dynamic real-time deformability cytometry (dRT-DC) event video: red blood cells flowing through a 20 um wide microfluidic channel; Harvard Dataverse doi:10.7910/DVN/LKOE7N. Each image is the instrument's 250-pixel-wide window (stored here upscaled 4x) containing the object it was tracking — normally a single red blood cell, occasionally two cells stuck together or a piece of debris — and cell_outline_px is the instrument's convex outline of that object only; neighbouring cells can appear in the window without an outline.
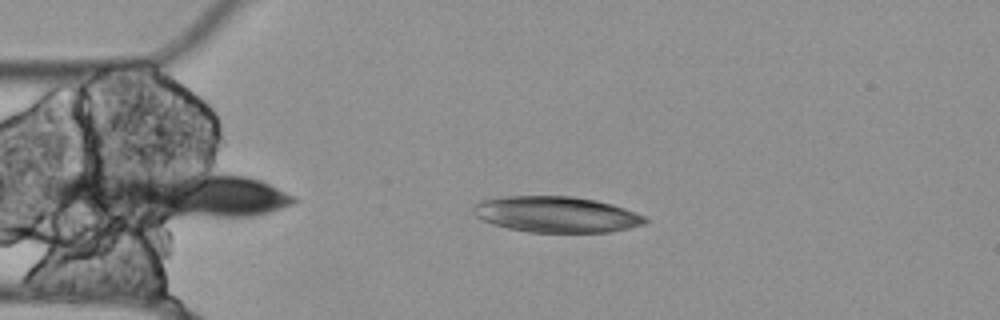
{"species": "Egyptian fruit bat (a non-hibernating species)", "species_latin": "Rousettus aegyptiacus", "temperature_condition": "cold", "stored_images_in_passage": 39, "camera_frame_rate_fps": 3000, "um_per_image_px": 0.085, "animal": {"sex": "female"}, "frame": {"image": 1, "passage_image": 3, "time_ms": 0.667, "image_size_px": [1000, 320], "cell_outline_px": [[648, 220], [644, 224], [612, 232], [528, 232], [508, 228], [484, 220], [476, 216], [472, 212], [472, 204], [480, 200], [508, 196], [572, 196], [596, 200], [612, 204], [648, 216]], "centroid_in_image_um": [47.3, 18.22], "position_along_channel_um": 37.7, "area_um2": 36.13}}
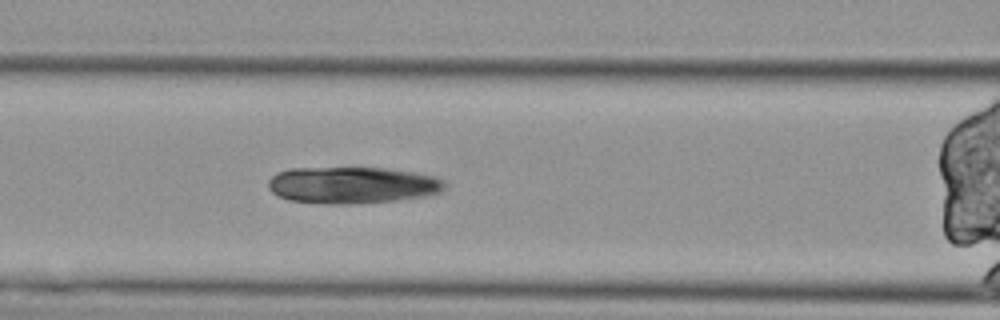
{"frame": {"image": 2, "passage_image": 13, "time_ms": 4.0, "image_size_px": [1000, 320], "cell_outline_px": [[444, 188], [440, 192], [424, 196], [396, 200], [348, 204], [332, 204], [288, 200], [276, 196], [268, 188], [268, 180], [276, 172], [288, 168], [388, 168], [412, 172], [432, 176], [440, 180], [444, 184]], "centroid_in_image_um": [29.85, 15.73], "position_along_channel_um": 136.7, "area_um2": 37.63}}
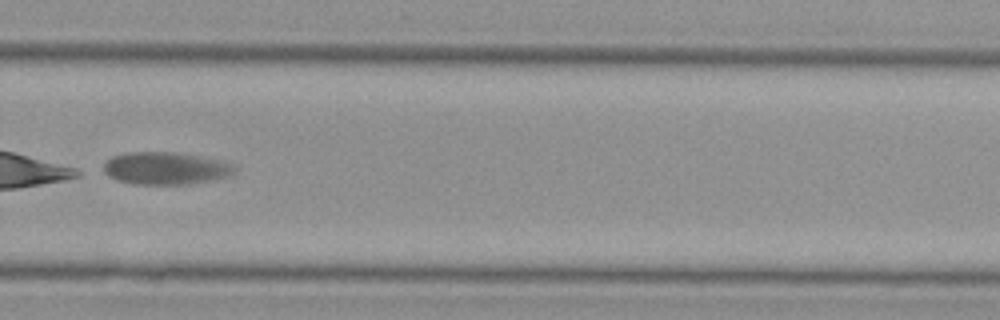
{"frame": {"image": 3, "passage_image": 29, "time_ms": 9.333, "image_size_px": [1000, 320], "cell_outline_px": [[236, 172], [228, 176], [188, 184], [136, 184], [120, 180], [108, 176], [104, 172], [104, 160], [112, 156], [124, 152], [180, 152], [216, 160], [232, 164], [236, 168]], "centroid_in_image_um": [14.03, 14.29], "position_along_channel_um": 315.8, "area_um2": 24.62}}